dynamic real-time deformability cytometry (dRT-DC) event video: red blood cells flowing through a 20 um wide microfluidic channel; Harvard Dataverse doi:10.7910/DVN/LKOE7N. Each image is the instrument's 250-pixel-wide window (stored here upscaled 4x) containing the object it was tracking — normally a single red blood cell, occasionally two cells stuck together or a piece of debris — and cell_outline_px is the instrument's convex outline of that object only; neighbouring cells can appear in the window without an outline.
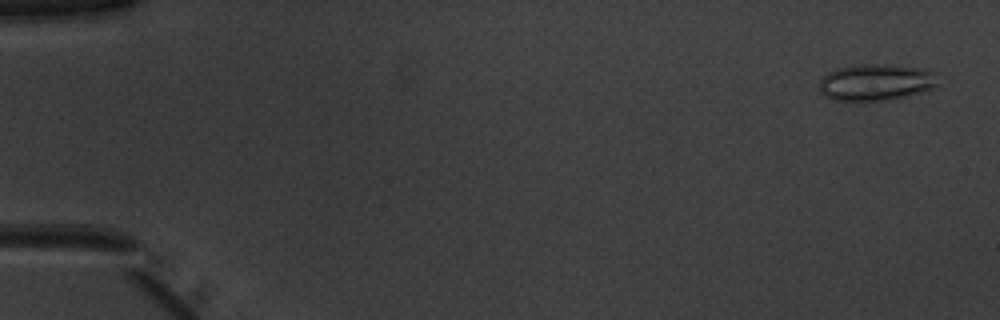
{"species": "common noctule bat (a hibernating species)", "species_latin": "Nyctalus noctula", "temperature_condition": "warm", "stored_images_in_passage": 11, "camera_frame_rate_fps": 3000, "um_per_image_px": 0.085, "animal": {"sex": "male", "body_mass_g": 20.1, "forearm_length_mm": 53.5}, "frame": {"image": 1, "passage_image": 2, "time_ms": 0.333, "image_size_px": [1000, 320], "cell_outline_px": [[936, 84], [932, 88], [904, 96], [888, 100], [832, 100], [820, 92], [820, 80], [828, 72], [836, 68], [860, 64], [892, 64], [924, 68], [932, 72]], "centroid_in_image_um": [74.4, 6.97], "position_along_channel_um": 10.6, "area_um2": 24.97}}